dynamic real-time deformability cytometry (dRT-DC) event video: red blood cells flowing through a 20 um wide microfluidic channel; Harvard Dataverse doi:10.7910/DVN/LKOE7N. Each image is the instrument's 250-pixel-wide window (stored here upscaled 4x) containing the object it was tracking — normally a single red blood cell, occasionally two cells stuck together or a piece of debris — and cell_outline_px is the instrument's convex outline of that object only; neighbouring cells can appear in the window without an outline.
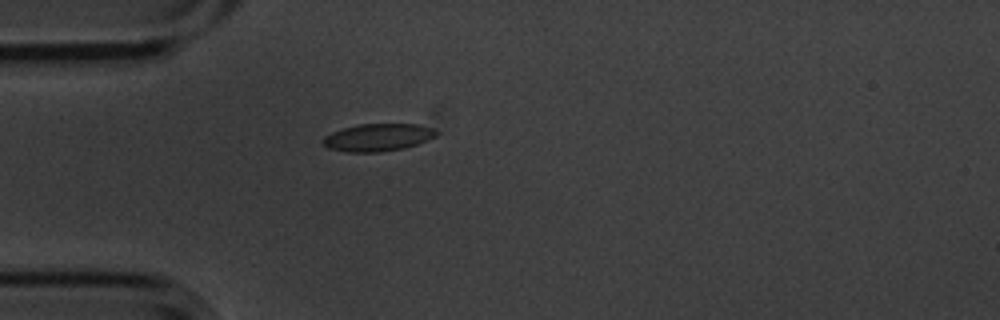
{"species": "common noctule bat (a hibernating species)", "species_latin": "Nyctalus noctula", "temperature_condition": "cold", "stored_images_in_passage": 3, "camera_frame_rate_fps": 3000, "um_per_image_px": 0.085, "animal": {"sex": "male", "body_mass_g": 20.1, "forearm_length_mm": 53.5}, "frame": {"image": 1, "passage_image": 3, "time_ms": 0.667, "image_size_px": [1000, 320], "cell_outline_px": [[440, 132], [436, 136], [416, 144], [404, 148], [380, 152], [348, 152], [328, 148], [320, 140], [324, 136], [332, 132], [344, 128], [360, 124], [416, 124], [432, 128]], "centroid_in_image_um": [32.11, 11.68], "position_along_channel_um": 52.9, "area_um2": 18.09}}